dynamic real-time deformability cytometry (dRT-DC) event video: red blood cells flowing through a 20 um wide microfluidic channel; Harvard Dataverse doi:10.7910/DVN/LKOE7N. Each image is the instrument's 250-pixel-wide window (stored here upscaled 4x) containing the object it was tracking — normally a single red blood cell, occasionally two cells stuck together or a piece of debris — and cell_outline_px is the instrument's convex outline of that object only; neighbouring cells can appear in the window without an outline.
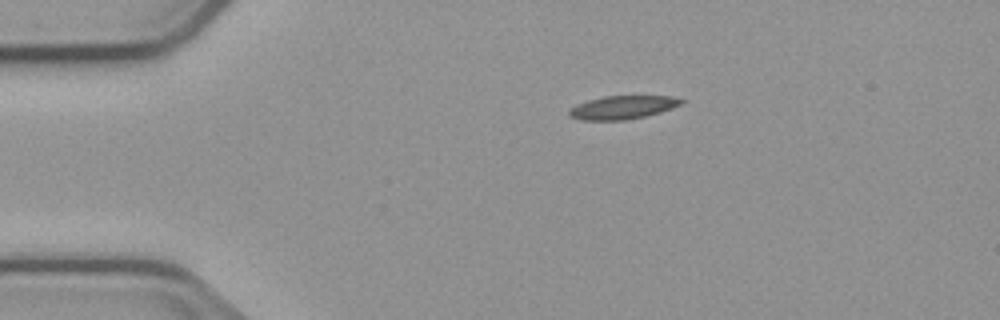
{"species": "common noctule bat (a hibernating species)", "species_latin": "Nyctalus noctula", "temperature_condition": "cold", "stored_images_in_passage": 2, "camera_frame_rate_fps": 3000, "um_per_image_px": 0.085, "animal": {"sex": "male", "body_mass_g": 23.1, "forearm_length_mm": 52.7}, "frame": {"image": 1, "passage_image": 1, "time_ms": 0.0, "image_size_px": [1000, 320], "cell_outline_px": [[688, 100], [684, 104], [660, 112], [644, 116], [624, 120], [580, 120], [568, 116], [568, 112], [576, 104], [588, 100], [604, 96], [672, 96]], "centroid_in_image_um": [52.96, 9.12], "position_along_channel_um": 32.0, "area_um2": 15.37}}